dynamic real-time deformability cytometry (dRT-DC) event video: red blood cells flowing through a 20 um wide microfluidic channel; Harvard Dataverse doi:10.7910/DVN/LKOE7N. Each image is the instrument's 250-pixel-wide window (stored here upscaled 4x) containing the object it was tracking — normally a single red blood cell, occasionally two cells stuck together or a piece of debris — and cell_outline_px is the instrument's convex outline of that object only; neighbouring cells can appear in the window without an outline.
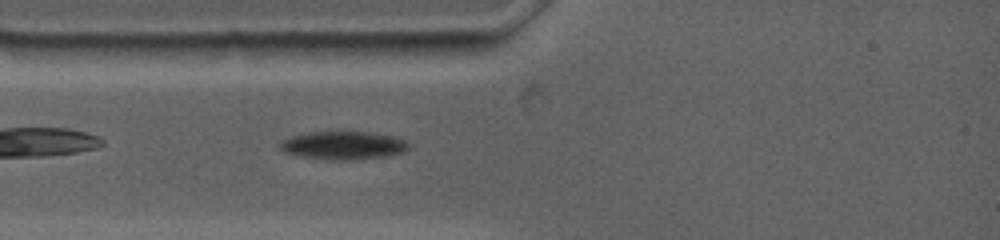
{"species": "common noctule bat (a hibernating species)", "species_latin": "Nyctalus noctula", "temperature_condition": "warm", "stored_images_in_passage": 58, "camera_frame_rate_fps": 4500, "um_per_image_px": 0.085, "animal": {"sex": "female", "body_mass_g": 19.0, "forearm_length_mm": 53.3}, "frame": {"image": 1, "passage_image": 2, "time_ms": 0.444, "image_size_px": [1000, 240], "cell_outline_px": [[408, 148], [404, 152], [384, 156], [356, 160], [328, 160], [300, 156], [284, 152], [280, 148], [280, 140], [292, 136], [308, 132], [336, 128], [372, 132], [392, 136], [404, 140], [408, 144]], "centroid_in_image_um": [29.13, 12.31], "position_along_channel_um": 55.9, "area_um2": 22.02}}
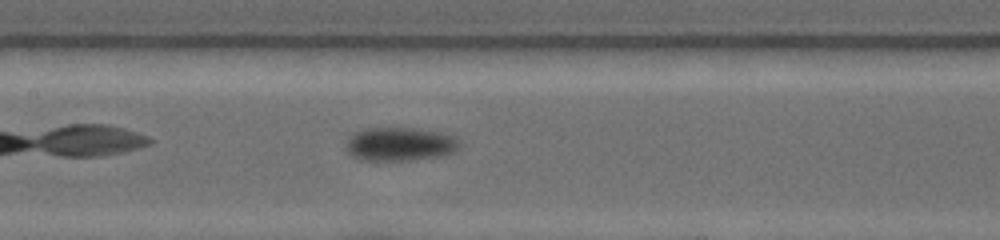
{"frame": {"image": 2, "passage_image": 17, "time_ms": 3.778, "image_size_px": [1000, 240], "cell_outline_px": [[460, 148], [456, 152], [440, 156], [412, 160], [360, 160], [352, 156], [344, 148], [348, 136], [356, 132], [368, 128], [416, 128], [440, 132], [452, 136], [460, 140]], "centroid_in_image_um": [33.99, 12.25], "position_along_channel_um": 173.4, "area_um2": 22.48}}
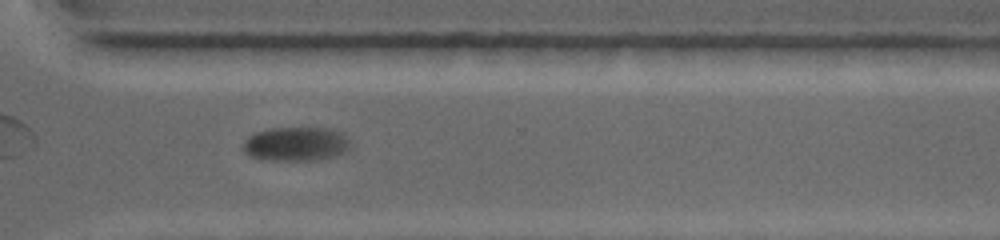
{"frame": {"image": 3, "passage_image": 39, "time_ms": 8.667, "image_size_px": [1000, 240], "cell_outline_px": [[352, 148], [344, 152], [320, 160], [268, 160], [252, 156], [244, 152], [244, 140], [248, 136], [256, 132], [272, 128], [324, 128], [344, 132], [348, 136], [352, 144]], "centroid_in_image_um": [25.22, 12.23], "position_along_channel_um": 345.4, "area_um2": 21.44}, "authors_computed_cell_mechanics": {"area_um2": 21.7039, "velocity_mm_per_s": 3.519, "shape_relaxation_time_tau1_ms": 5.5176, "shape_relaxation_time_tau2_ms": null, "deformation_change_tau1": 0.1353, "deformation_change_tau2": null}}